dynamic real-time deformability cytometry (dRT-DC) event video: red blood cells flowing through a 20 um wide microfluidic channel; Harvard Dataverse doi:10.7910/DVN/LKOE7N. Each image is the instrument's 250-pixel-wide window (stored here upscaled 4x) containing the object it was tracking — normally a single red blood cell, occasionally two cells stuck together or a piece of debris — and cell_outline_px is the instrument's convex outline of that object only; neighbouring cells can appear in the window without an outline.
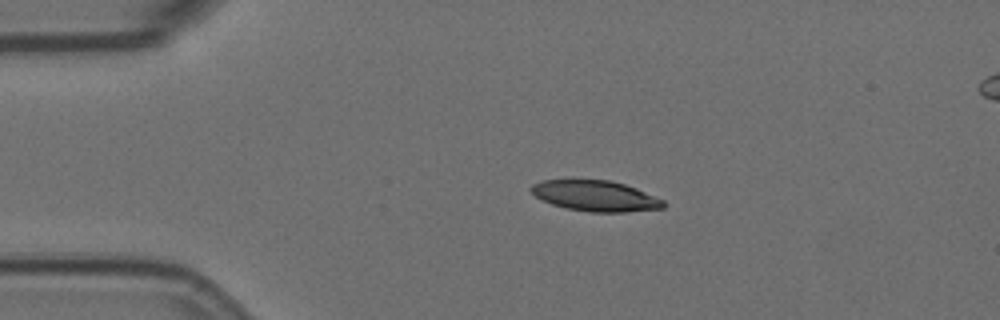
{"species": "Egyptian fruit bat (a non-hibernating species)", "species_latin": "Rousettus aegyptiacus", "temperature_condition": "room temperature", "stored_images_in_passage": 5, "segment_of_instrument_passage": [1, 2], "camera_frame_rate_fps": 3000, "um_per_image_px": 0.085, "animal": {"sex": "female"}, "frame": {"image": 1, "passage_image": 3, "time_ms": 0.667, "image_size_px": [1000, 320], "cell_outline_px": [[664, 208], [628, 212], [588, 212], [568, 208], [552, 204], [536, 196], [528, 188], [532, 184], [544, 180], [572, 176], [608, 180], [624, 184], [636, 188], [664, 200]], "centroid_in_image_um": [50.56, 16.6], "position_along_channel_um": 34.4, "area_um2": 24.39}}